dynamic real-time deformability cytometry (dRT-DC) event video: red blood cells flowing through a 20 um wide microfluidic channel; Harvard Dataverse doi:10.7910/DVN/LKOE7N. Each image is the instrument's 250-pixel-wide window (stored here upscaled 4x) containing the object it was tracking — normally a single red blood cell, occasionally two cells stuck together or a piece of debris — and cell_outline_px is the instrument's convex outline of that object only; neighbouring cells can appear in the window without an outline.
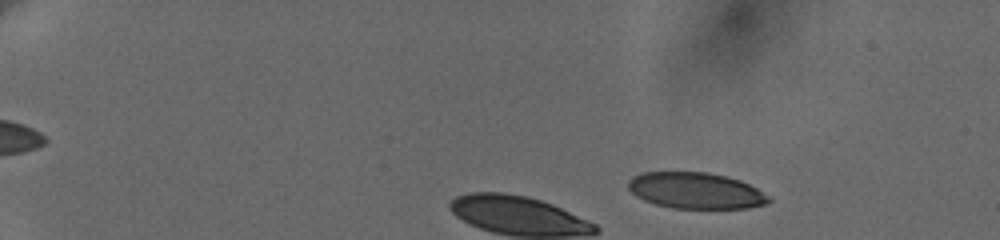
{"species": "human", "species_latin": "Homo sapiens", "temperature_condition": "cold", "stored_images_in_passage": 19, "camera_frame_rate_fps": 3000, "um_per_image_px": 0.085, "donor": {"sex": "female"}, "frame": {"image": 1, "passage_image": 9, "time_ms": 2.667, "image_size_px": [1000, 240], "cell_outline_px": [[772, 200], [764, 204], [748, 208], [672, 208], [656, 204], [644, 200], [636, 196], [628, 188], [628, 180], [632, 176], [640, 172], [708, 172], [740, 180], [772, 196]], "centroid_in_image_um": [59.13, 16.2], "position_along_channel_um": 25.9, "area_um2": 29.71}}
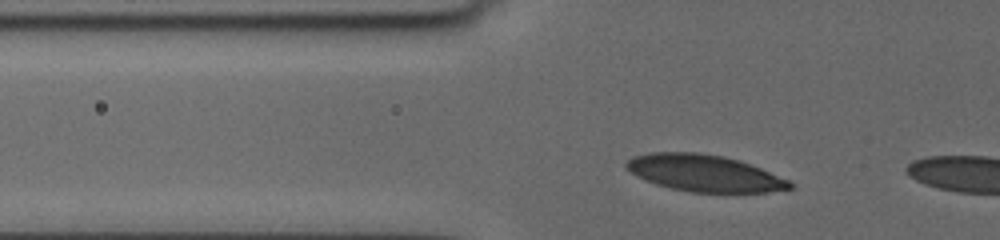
{"frame": {"image": 2, "passage_image": 16, "time_ms": 5.0, "image_size_px": [1000, 240], "cell_outline_px": [[792, 188], [768, 192], [692, 192], [672, 188], [656, 184], [636, 176], [624, 168], [624, 164], [632, 156], [652, 152], [700, 152], [724, 156], [740, 160], [760, 168], [788, 180], [792, 184]], "centroid_in_image_um": [59.82, 14.7], "position_along_channel_um": 66.0, "area_um2": 34.91}}